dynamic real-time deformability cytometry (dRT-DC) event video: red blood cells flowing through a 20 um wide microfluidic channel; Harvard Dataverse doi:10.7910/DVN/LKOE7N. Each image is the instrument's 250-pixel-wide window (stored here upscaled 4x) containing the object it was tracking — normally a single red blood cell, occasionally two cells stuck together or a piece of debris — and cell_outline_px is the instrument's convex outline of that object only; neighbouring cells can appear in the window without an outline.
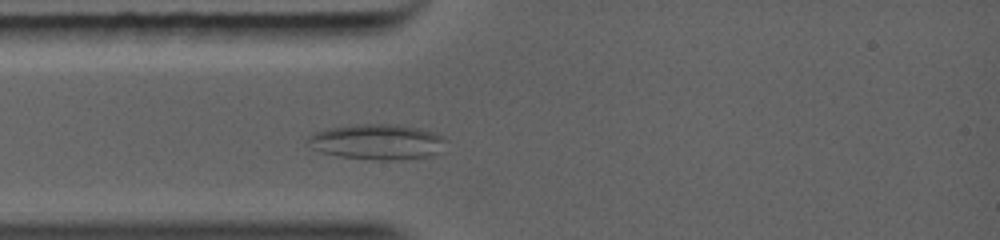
{"species": "common noctule bat (a hibernating species)", "species_latin": "Nyctalus noctula", "temperature_condition": "warm", "stored_images_in_passage": 22, "camera_frame_rate_fps": 5000, "um_per_image_px": 0.085, "animal": {"sex": "female", "body_mass_g": 19.0, "forearm_length_mm": 56.7}, "frame": {"image": 1, "passage_image": 4, "time_ms": 1.2, "image_size_px": [1000, 240], "cell_outline_px": [[444, 140], [436, 152], [428, 156], [400, 160], [376, 160], [340, 156], [320, 152], [312, 148], [308, 140], [308, 136], [312, 132], [328, 128], [352, 124], [396, 124], [420, 128], [444, 136]], "centroid_in_image_um": [31.99, 12.04], "position_along_channel_um": 53.0, "area_um2": 28.32}}
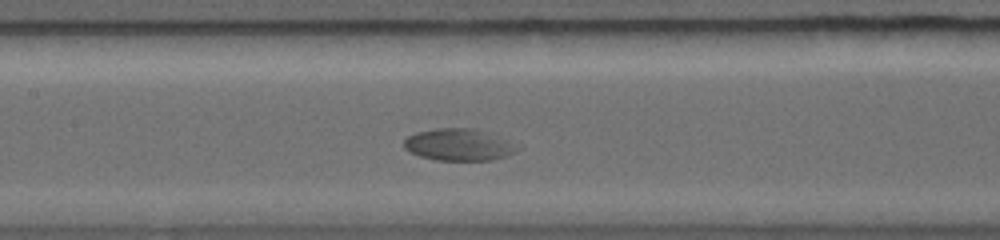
{"frame": {"image": 2, "passage_image": 10, "time_ms": 3.8, "image_size_px": [1000, 240], "cell_outline_px": [[520, 148], [516, 152], [492, 160], [436, 160], [420, 156], [408, 152], [404, 148], [404, 140], [408, 136], [416, 132], [436, 128], [476, 128], [504, 140]], "centroid_in_image_um": [38.92, 12.3], "position_along_channel_um": 168.5, "area_um2": 20.81}}
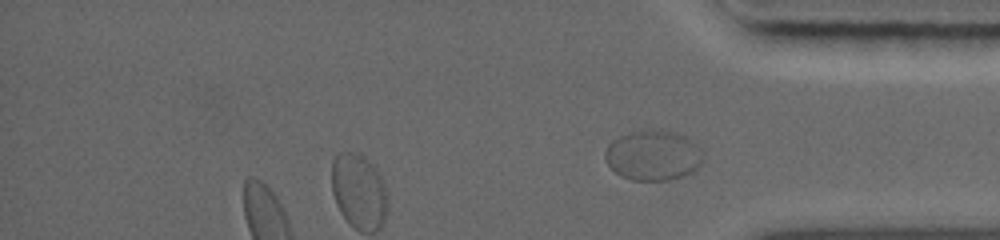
{"frame": {"image": 3, "passage_image": 22, "time_ms": 8.6, "image_size_px": [1000, 240], "cell_outline_px": [[704, 156], [700, 164], [692, 172], [668, 180], [632, 180], [620, 176], [608, 164], [604, 156], [604, 152], [608, 144], [612, 140], [620, 136], [632, 132], [652, 128], [676, 132], [684, 136], [696, 144], [704, 152]], "centroid_in_image_um": [55.51, 13.19], "position_along_channel_um": 379.7, "area_um2": 28.73}}